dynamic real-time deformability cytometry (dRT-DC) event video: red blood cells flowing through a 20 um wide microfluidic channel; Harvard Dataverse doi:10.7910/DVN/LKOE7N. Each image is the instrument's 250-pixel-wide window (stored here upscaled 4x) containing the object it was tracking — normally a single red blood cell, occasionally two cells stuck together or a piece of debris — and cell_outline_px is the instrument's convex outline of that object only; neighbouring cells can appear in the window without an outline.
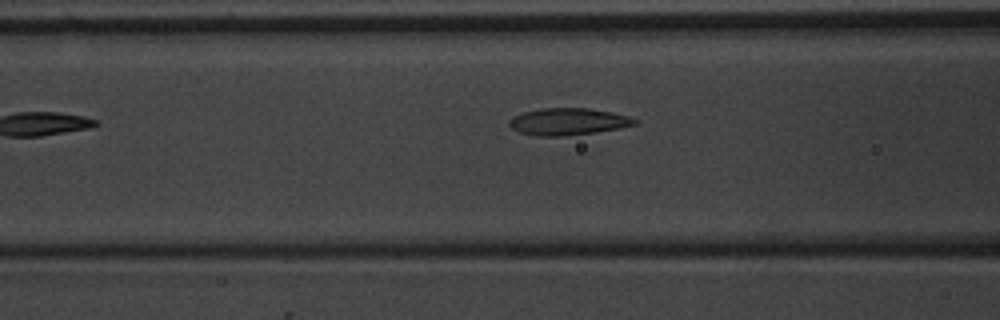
{"species": "common noctule bat (a hibernating species)", "species_latin": "Nyctalus noctula", "temperature_condition": "warm", "stored_images_in_passage": 6, "camera_frame_rate_fps": 3000, "um_per_image_px": 0.085, "animal": {"sex": "male", "body_mass_g": 20.1, "forearm_length_mm": 53.5}, "frame": {"image": 1, "passage_image": 5, "time_ms": 5.667, "image_size_px": [1000, 320], "cell_outline_px": [[640, 120], [636, 124], [620, 128], [596, 132], [568, 136], [536, 136], [520, 132], [512, 128], [508, 124], [508, 120], [524, 112], [544, 108], [588, 108], [628, 116]], "centroid_in_image_um": [48.3, 10.35], "position_along_channel_um": 118.3, "area_um2": 19.59}}
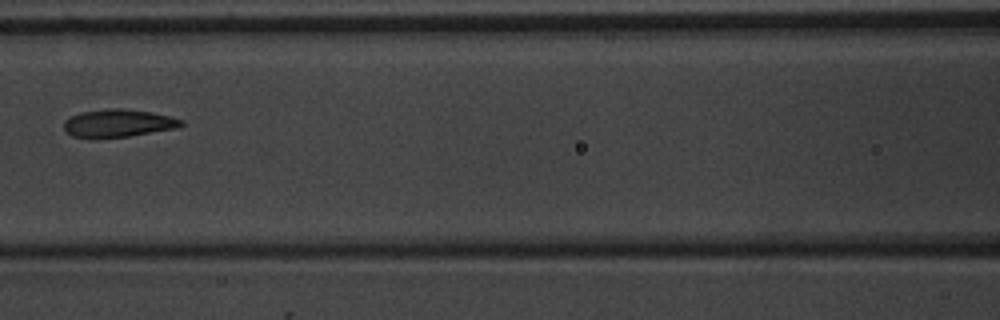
{"frame": {"image": 2, "passage_image": 6, "time_ms": 6.667, "image_size_px": [1000, 320], "cell_outline_px": [[184, 124], [180, 128], [128, 136], [96, 140], [72, 136], [64, 132], [64, 120], [80, 112], [108, 108], [124, 108], [152, 112], [184, 120]], "centroid_in_image_um": [10.02, 10.49], "position_along_channel_um": 156.6, "area_um2": 19.59}}